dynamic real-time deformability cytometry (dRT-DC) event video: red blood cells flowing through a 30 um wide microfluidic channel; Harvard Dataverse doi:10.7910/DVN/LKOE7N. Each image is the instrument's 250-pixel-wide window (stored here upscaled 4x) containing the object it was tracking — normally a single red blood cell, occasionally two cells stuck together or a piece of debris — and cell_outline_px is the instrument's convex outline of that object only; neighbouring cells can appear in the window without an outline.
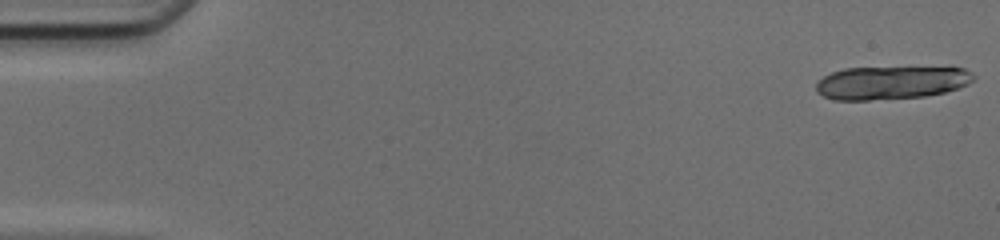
{"species": "common noctule bat (a hibernating species)", "species_latin": "Nyctalus noctula", "temperature_condition": "cold", "stored_images_in_passage": 18, "camera_frame_rate_fps": 3000, "um_per_image_px": 0.085, "animal": {"sex": "female", "body_mass_g": 17.0, "forearm_length_mm": 48.0}, "frame": {"image": 1, "passage_image": 1, "time_ms": 0.0, "image_size_px": [1000, 240], "cell_outline_px": [[976, 76], [968, 84], [944, 92], [924, 96], [868, 100], [832, 100], [816, 92], [816, 84], [824, 76], [832, 72], [844, 68], [964, 68], [972, 72]], "centroid_in_image_um": [75.72, 7.03], "position_along_channel_um": 9.3, "area_um2": 30.11}}